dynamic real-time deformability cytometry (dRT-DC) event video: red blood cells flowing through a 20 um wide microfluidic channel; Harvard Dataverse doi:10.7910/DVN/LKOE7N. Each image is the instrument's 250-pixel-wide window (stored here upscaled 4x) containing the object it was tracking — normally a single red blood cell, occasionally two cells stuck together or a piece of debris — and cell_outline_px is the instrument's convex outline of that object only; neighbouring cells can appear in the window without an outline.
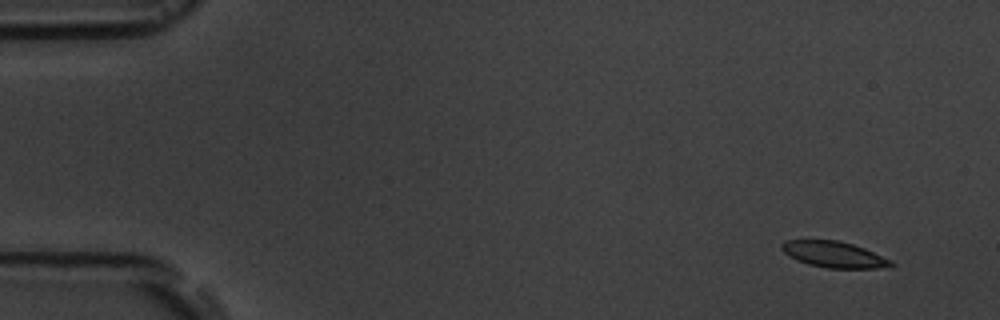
{"species": "common noctule bat (a hibernating species)", "species_latin": "Nyctalus noctula", "temperature_condition": "room temperature", "stored_images_in_passage": 6, "segment_of_instrument_passage": [1, 2], "camera_frame_rate_fps": 3000, "um_per_image_px": 0.085, "animal": {"sex": "male", "body_mass_g": 19.5, "forearm_length_mm": 54.6}, "frame": {"image": 1, "passage_image": 1, "time_ms": 0.0, "image_size_px": [1000, 320], "cell_outline_px": [[896, 264], [892, 268], [828, 268], [808, 264], [796, 260], [784, 252], [780, 248], [780, 244], [784, 240], [840, 240], [864, 248], [892, 260]], "centroid_in_image_um": [70.92, 21.63], "position_along_channel_um": 14.1, "area_um2": 16.82}}
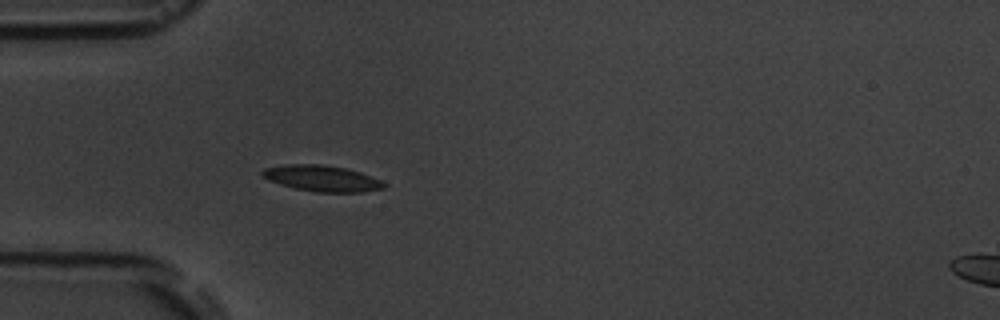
{"frame": {"image": 2, "passage_image": 5, "time_ms": 4.333, "image_size_px": [1000, 320], "cell_outline_px": [[388, 184], [384, 188], [364, 192], [316, 192], [296, 188], [280, 184], [268, 180], [260, 176], [260, 172], [264, 168], [284, 164], [320, 164], [344, 168], [360, 172], [380, 180]], "centroid_in_image_um": [27.34, 15.16], "position_along_channel_um": 57.7, "area_um2": 18.5}}